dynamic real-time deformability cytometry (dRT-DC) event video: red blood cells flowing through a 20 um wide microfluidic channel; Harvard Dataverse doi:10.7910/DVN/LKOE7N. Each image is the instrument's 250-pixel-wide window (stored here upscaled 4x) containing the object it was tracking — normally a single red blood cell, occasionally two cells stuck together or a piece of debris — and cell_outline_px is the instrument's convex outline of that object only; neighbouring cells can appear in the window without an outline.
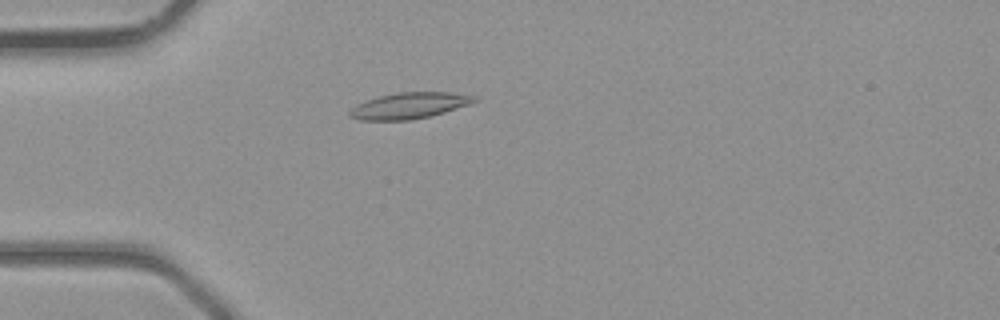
{"species": "common noctule bat (a hibernating species)", "species_latin": "Nyctalus noctula", "temperature_condition": "room temperature", "stored_images_in_passage": 26, "camera_frame_rate_fps": 3000, "um_per_image_px": 0.085, "animal": {"sex": "male", "body_mass_g": 23.1, "forearm_length_mm": 52.7}, "frame": {"image": 1, "passage_image": 2, "time_ms": 0.333, "image_size_px": [1000, 320], "cell_outline_px": [[480, 100], [444, 112], [412, 120], [360, 120], [348, 116], [348, 112], [356, 104], [380, 96], [400, 92], [452, 92], [476, 96]], "centroid_in_image_um": [34.79, 8.97], "position_along_channel_um": 50.2, "area_um2": 18.84}}
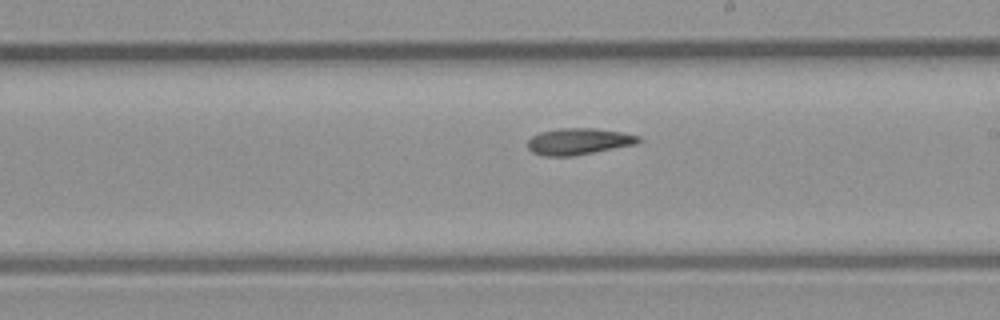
{"frame": {"image": 2, "passage_image": 14, "time_ms": 4.333, "image_size_px": [1000, 320], "cell_outline_px": [[640, 140], [636, 144], [572, 156], [544, 156], [532, 152], [528, 148], [528, 140], [532, 136], [540, 132], [560, 128], [592, 128], [620, 132], [640, 136]], "centroid_in_image_um": [49.15, 12.02], "position_along_channel_um": 239.9, "area_um2": 16.94}}
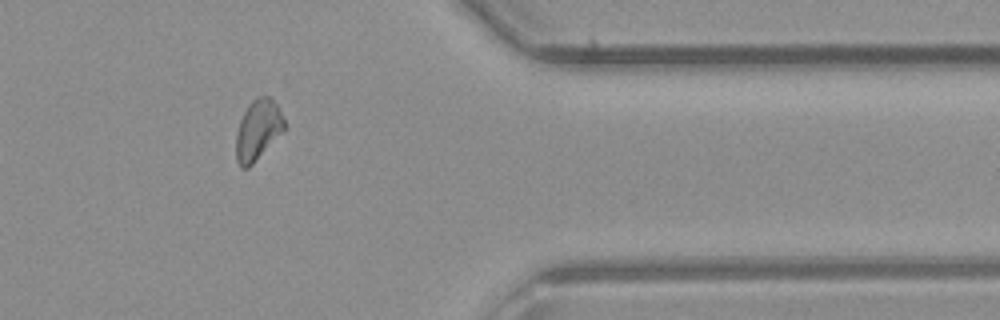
{"frame": {"image": 3, "passage_image": 24, "time_ms": 7.667, "image_size_px": [1000, 320], "cell_outline_px": [[284, 128], [252, 164], [248, 168], [240, 168], [236, 160], [236, 132], [240, 120], [248, 104], [256, 96], [272, 96], [280, 108], [284, 120]], "centroid_in_image_um": [21.9, 10.99], "position_along_channel_um": 389.5, "area_um2": 16.82}}